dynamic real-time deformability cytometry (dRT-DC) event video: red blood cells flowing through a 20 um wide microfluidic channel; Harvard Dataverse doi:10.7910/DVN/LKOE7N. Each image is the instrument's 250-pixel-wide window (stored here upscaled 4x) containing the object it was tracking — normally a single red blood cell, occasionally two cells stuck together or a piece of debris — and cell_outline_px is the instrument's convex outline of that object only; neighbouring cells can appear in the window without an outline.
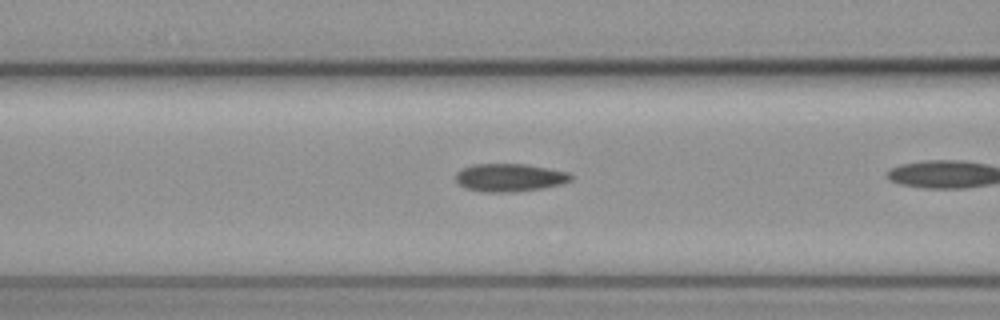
{"species": "common noctule bat (a hibernating species)", "species_latin": "Nyctalus noctula", "temperature_condition": "cold", "stored_images_in_passage": 25, "camera_frame_rate_fps": 3000, "um_per_image_px": 0.085, "animal": {"sex": "female", "body_mass_g": 19.3, "forearm_length_mm": 54.1}, "frame": {"image": 1, "passage_image": 18, "time_ms": 5.667, "image_size_px": [1000, 320], "cell_outline_px": [[572, 180], [560, 184], [544, 188], [508, 192], [484, 192], [464, 188], [456, 180], [456, 172], [472, 164], [528, 164], [568, 172], [572, 176]], "centroid_in_image_um": [43.31, 15.09], "position_along_channel_um": 123.3, "area_um2": 18.73}}